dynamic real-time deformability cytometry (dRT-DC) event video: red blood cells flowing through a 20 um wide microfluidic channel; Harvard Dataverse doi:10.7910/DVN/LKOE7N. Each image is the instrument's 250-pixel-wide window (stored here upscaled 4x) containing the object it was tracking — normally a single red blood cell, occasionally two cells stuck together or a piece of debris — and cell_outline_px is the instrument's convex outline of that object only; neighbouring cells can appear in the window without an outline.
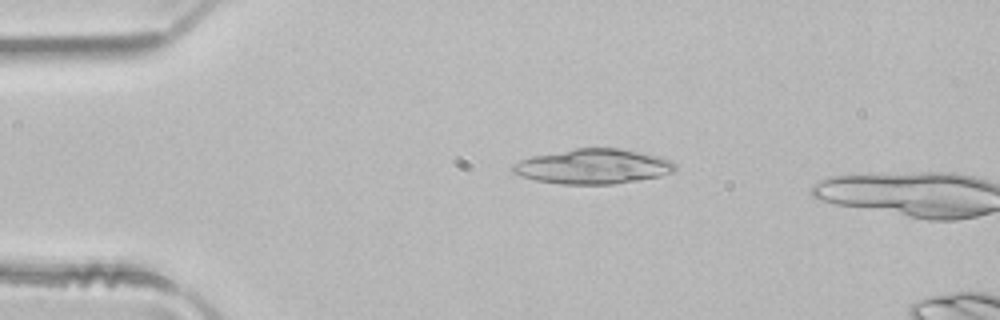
{"species": "common noctule bat (a hibernating species)", "species_latin": "Nyctalus noctula", "temperature_condition": "room temperature", "stored_images_in_passage": 2, "camera_frame_rate_fps": 3000, "um_per_image_px": 0.085, "animal": {"sex": "male", "body_mass_g": 21.5, "forearm_length_mm": 52.0}, "frame": {"image": 1, "passage_image": 1, "time_ms": 0.0, "image_size_px": [1000, 320], "cell_outline_px": [[676, 168], [672, 172], [660, 176], [612, 184], [560, 184], [536, 180], [520, 176], [512, 172], [512, 164], [520, 160], [532, 156], [576, 148], [620, 148], [660, 156], [676, 164]], "centroid_in_image_um": [50.39, 14.14], "position_along_channel_um": 34.6, "area_um2": 32.89}}